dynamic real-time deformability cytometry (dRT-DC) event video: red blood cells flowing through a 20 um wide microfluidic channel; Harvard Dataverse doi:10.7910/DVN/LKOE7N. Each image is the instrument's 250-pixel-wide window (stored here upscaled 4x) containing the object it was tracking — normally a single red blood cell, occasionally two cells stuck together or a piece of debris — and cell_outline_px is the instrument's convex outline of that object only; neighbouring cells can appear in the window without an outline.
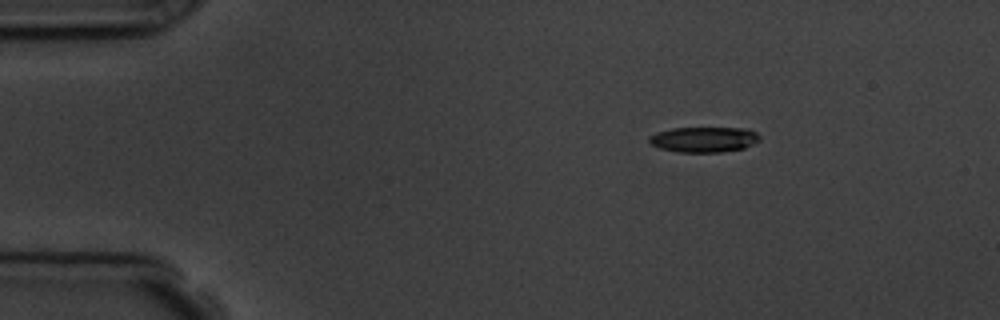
{"species": "common noctule bat (a hibernating species)", "species_latin": "Nyctalus noctula", "temperature_condition": "room temperature", "stored_images_in_passage": 3, "camera_frame_rate_fps": 3000, "um_per_image_px": 0.085, "animal": {"sex": "male", "body_mass_g": 19.5, "forearm_length_mm": 54.6}, "frame": {"image": 1, "passage_image": 1, "time_ms": 0.0, "image_size_px": [1000, 320], "cell_outline_px": [[760, 140], [744, 148], [720, 152], [676, 152], [660, 148], [652, 144], [648, 140], [648, 136], [656, 132], [672, 128], [748, 128], [756, 132], [760, 136]], "centroid_in_image_um": [59.83, 11.85], "position_along_channel_um": 25.2, "area_um2": 16.42}}